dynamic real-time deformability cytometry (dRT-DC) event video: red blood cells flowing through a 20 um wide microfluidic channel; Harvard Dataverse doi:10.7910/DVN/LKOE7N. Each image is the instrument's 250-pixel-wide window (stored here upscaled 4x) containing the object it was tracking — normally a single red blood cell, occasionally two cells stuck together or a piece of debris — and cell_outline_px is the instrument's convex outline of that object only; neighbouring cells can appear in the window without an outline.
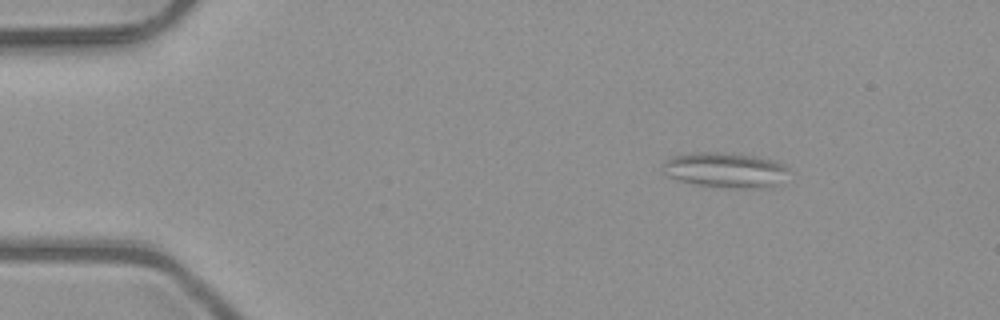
{"species": "common noctule bat (a hibernating species)", "species_latin": "Nyctalus noctula", "temperature_condition": "room temperature", "stored_images_in_passage": 10, "camera_frame_rate_fps": 3000, "um_per_image_px": 0.085, "animal": {"sex": "male", "body_mass_g": 23.1, "forearm_length_mm": 52.7}, "frame": {"image": 1, "passage_image": 1, "time_ms": 0.0, "image_size_px": [1000, 320], "cell_outline_px": [[788, 168], [776, 184], [768, 188], [724, 188], [692, 184], [676, 180], [668, 176], [664, 172], [664, 164], [672, 156], [688, 152], [716, 152], [756, 156], [772, 160], [784, 164]], "centroid_in_image_um": [61.59, 14.46], "position_along_channel_um": 23.4, "area_um2": 25.72}}